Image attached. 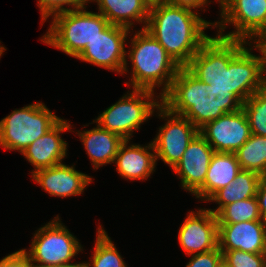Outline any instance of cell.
I'll list each match as a JSON object with an SVG mask.
<instances>
[{"mask_svg": "<svg viewBox=\"0 0 266 267\" xmlns=\"http://www.w3.org/2000/svg\"><path fill=\"white\" fill-rule=\"evenodd\" d=\"M130 31L131 43L126 51L125 66L122 75L127 74L128 59L131 62V79L125 82L130 89H145L156 91L163 96L171 87L180 66L167 54L164 47L145 29ZM128 57V58H127Z\"/></svg>", "mask_w": 266, "mask_h": 267, "instance_id": "277c9868", "label": "cell"}, {"mask_svg": "<svg viewBox=\"0 0 266 267\" xmlns=\"http://www.w3.org/2000/svg\"><path fill=\"white\" fill-rule=\"evenodd\" d=\"M253 44L259 49L261 52L264 67L266 70V31L263 32L254 42Z\"/></svg>", "mask_w": 266, "mask_h": 267, "instance_id": "d6a6232c", "label": "cell"}, {"mask_svg": "<svg viewBox=\"0 0 266 267\" xmlns=\"http://www.w3.org/2000/svg\"><path fill=\"white\" fill-rule=\"evenodd\" d=\"M32 180L54 197L80 196L93 178L75 169V166L62 164L40 169L31 174Z\"/></svg>", "mask_w": 266, "mask_h": 267, "instance_id": "2e32d148", "label": "cell"}, {"mask_svg": "<svg viewBox=\"0 0 266 267\" xmlns=\"http://www.w3.org/2000/svg\"><path fill=\"white\" fill-rule=\"evenodd\" d=\"M254 49L258 56L251 52ZM186 68L205 84L230 90L242 103L266 86V70L259 49L253 43L217 34L201 46Z\"/></svg>", "mask_w": 266, "mask_h": 267, "instance_id": "6da1fadb", "label": "cell"}, {"mask_svg": "<svg viewBox=\"0 0 266 267\" xmlns=\"http://www.w3.org/2000/svg\"><path fill=\"white\" fill-rule=\"evenodd\" d=\"M214 149L198 132L190 141L181 160L172 169L180 179L181 187L194 195L204 184Z\"/></svg>", "mask_w": 266, "mask_h": 267, "instance_id": "5bb4252c", "label": "cell"}, {"mask_svg": "<svg viewBox=\"0 0 266 267\" xmlns=\"http://www.w3.org/2000/svg\"><path fill=\"white\" fill-rule=\"evenodd\" d=\"M44 267H85V262H76V263H68V264H56V265H48Z\"/></svg>", "mask_w": 266, "mask_h": 267, "instance_id": "e575fe53", "label": "cell"}, {"mask_svg": "<svg viewBox=\"0 0 266 267\" xmlns=\"http://www.w3.org/2000/svg\"><path fill=\"white\" fill-rule=\"evenodd\" d=\"M178 231V242L188 256L205 253L218 247V222L207 208L189 211Z\"/></svg>", "mask_w": 266, "mask_h": 267, "instance_id": "4fadbf2b", "label": "cell"}, {"mask_svg": "<svg viewBox=\"0 0 266 267\" xmlns=\"http://www.w3.org/2000/svg\"><path fill=\"white\" fill-rule=\"evenodd\" d=\"M211 2L212 1L210 0H166L165 3L172 6L188 8L198 13L199 8L200 10L204 9L203 11H206L205 7L206 6L208 7V5L211 4Z\"/></svg>", "mask_w": 266, "mask_h": 267, "instance_id": "4dcf8cb0", "label": "cell"}, {"mask_svg": "<svg viewBox=\"0 0 266 267\" xmlns=\"http://www.w3.org/2000/svg\"><path fill=\"white\" fill-rule=\"evenodd\" d=\"M93 248L89 262L84 261L85 267H128L101 224L97 227Z\"/></svg>", "mask_w": 266, "mask_h": 267, "instance_id": "603a6c76", "label": "cell"}, {"mask_svg": "<svg viewBox=\"0 0 266 267\" xmlns=\"http://www.w3.org/2000/svg\"><path fill=\"white\" fill-rule=\"evenodd\" d=\"M0 267H33L23 249L8 254L0 260Z\"/></svg>", "mask_w": 266, "mask_h": 267, "instance_id": "f546056e", "label": "cell"}, {"mask_svg": "<svg viewBox=\"0 0 266 267\" xmlns=\"http://www.w3.org/2000/svg\"><path fill=\"white\" fill-rule=\"evenodd\" d=\"M76 131L94 170L114 162L118 148L124 141L119 135L101 128L97 123L90 130Z\"/></svg>", "mask_w": 266, "mask_h": 267, "instance_id": "d6986e66", "label": "cell"}, {"mask_svg": "<svg viewBox=\"0 0 266 267\" xmlns=\"http://www.w3.org/2000/svg\"><path fill=\"white\" fill-rule=\"evenodd\" d=\"M156 112L160 119L165 120L151 141L156 154V161L162 160L173 169L199 130L190 120L170 112L162 104L156 109Z\"/></svg>", "mask_w": 266, "mask_h": 267, "instance_id": "30bf717a", "label": "cell"}, {"mask_svg": "<svg viewBox=\"0 0 266 267\" xmlns=\"http://www.w3.org/2000/svg\"><path fill=\"white\" fill-rule=\"evenodd\" d=\"M51 19L40 41L73 58L110 25L102 14L86 7L56 14Z\"/></svg>", "mask_w": 266, "mask_h": 267, "instance_id": "5b68a950", "label": "cell"}, {"mask_svg": "<svg viewBox=\"0 0 266 267\" xmlns=\"http://www.w3.org/2000/svg\"><path fill=\"white\" fill-rule=\"evenodd\" d=\"M35 231L30 248H23L33 267L72 263L83 251L80 240L67 229L59 215Z\"/></svg>", "mask_w": 266, "mask_h": 267, "instance_id": "ba28073f", "label": "cell"}, {"mask_svg": "<svg viewBox=\"0 0 266 267\" xmlns=\"http://www.w3.org/2000/svg\"><path fill=\"white\" fill-rule=\"evenodd\" d=\"M222 258L230 267H266V254L231 250L222 252Z\"/></svg>", "mask_w": 266, "mask_h": 267, "instance_id": "83f0119b", "label": "cell"}, {"mask_svg": "<svg viewBox=\"0 0 266 267\" xmlns=\"http://www.w3.org/2000/svg\"><path fill=\"white\" fill-rule=\"evenodd\" d=\"M161 105V96L145 89H132L122 98L102 111L92 123L119 135L123 140H132L134 131L154 116Z\"/></svg>", "mask_w": 266, "mask_h": 267, "instance_id": "8992f818", "label": "cell"}, {"mask_svg": "<svg viewBox=\"0 0 266 267\" xmlns=\"http://www.w3.org/2000/svg\"><path fill=\"white\" fill-rule=\"evenodd\" d=\"M98 5V12L102 14L110 24L126 27L134 30V23L142 24L145 29L149 9L141 0H91Z\"/></svg>", "mask_w": 266, "mask_h": 267, "instance_id": "44dd1931", "label": "cell"}, {"mask_svg": "<svg viewBox=\"0 0 266 267\" xmlns=\"http://www.w3.org/2000/svg\"><path fill=\"white\" fill-rule=\"evenodd\" d=\"M241 170L235 153L215 152L205 182L193 196L206 202L216 191L231 184Z\"/></svg>", "mask_w": 266, "mask_h": 267, "instance_id": "ffe728a7", "label": "cell"}, {"mask_svg": "<svg viewBox=\"0 0 266 267\" xmlns=\"http://www.w3.org/2000/svg\"><path fill=\"white\" fill-rule=\"evenodd\" d=\"M191 258L185 267H216L222 259L219 247L205 253L190 255Z\"/></svg>", "mask_w": 266, "mask_h": 267, "instance_id": "f1b7e54d", "label": "cell"}, {"mask_svg": "<svg viewBox=\"0 0 266 267\" xmlns=\"http://www.w3.org/2000/svg\"><path fill=\"white\" fill-rule=\"evenodd\" d=\"M0 43H1V41H0ZM7 50V48L2 44H0V58H1V56L3 55V52H5Z\"/></svg>", "mask_w": 266, "mask_h": 267, "instance_id": "8d00e7d4", "label": "cell"}, {"mask_svg": "<svg viewBox=\"0 0 266 267\" xmlns=\"http://www.w3.org/2000/svg\"><path fill=\"white\" fill-rule=\"evenodd\" d=\"M88 3H91V0H37V6L41 13V24L43 25V22L56 14L85 8Z\"/></svg>", "mask_w": 266, "mask_h": 267, "instance_id": "4316f807", "label": "cell"}, {"mask_svg": "<svg viewBox=\"0 0 266 267\" xmlns=\"http://www.w3.org/2000/svg\"><path fill=\"white\" fill-rule=\"evenodd\" d=\"M130 31L126 27L110 24L75 58L122 75L126 61L125 45H128Z\"/></svg>", "mask_w": 266, "mask_h": 267, "instance_id": "8fae6325", "label": "cell"}, {"mask_svg": "<svg viewBox=\"0 0 266 267\" xmlns=\"http://www.w3.org/2000/svg\"><path fill=\"white\" fill-rule=\"evenodd\" d=\"M199 133L215 152L235 153L250 138L251 129L247 115L241 108L206 123Z\"/></svg>", "mask_w": 266, "mask_h": 267, "instance_id": "7c38bea8", "label": "cell"}, {"mask_svg": "<svg viewBox=\"0 0 266 267\" xmlns=\"http://www.w3.org/2000/svg\"><path fill=\"white\" fill-rule=\"evenodd\" d=\"M251 134L266 137V86L252 94L242 105Z\"/></svg>", "mask_w": 266, "mask_h": 267, "instance_id": "484cf974", "label": "cell"}, {"mask_svg": "<svg viewBox=\"0 0 266 267\" xmlns=\"http://www.w3.org/2000/svg\"><path fill=\"white\" fill-rule=\"evenodd\" d=\"M141 1L144 3V5L148 9L159 6V5L164 4L166 2V0H141Z\"/></svg>", "mask_w": 266, "mask_h": 267, "instance_id": "836d02e7", "label": "cell"}, {"mask_svg": "<svg viewBox=\"0 0 266 267\" xmlns=\"http://www.w3.org/2000/svg\"><path fill=\"white\" fill-rule=\"evenodd\" d=\"M261 175L250 170H241L235 180L226 187L216 191L207 202L218 205L216 209H209L215 215L228 204L256 197L257 188Z\"/></svg>", "mask_w": 266, "mask_h": 267, "instance_id": "7402d4cb", "label": "cell"}, {"mask_svg": "<svg viewBox=\"0 0 266 267\" xmlns=\"http://www.w3.org/2000/svg\"><path fill=\"white\" fill-rule=\"evenodd\" d=\"M256 198L262 220L266 222V176H262L259 181Z\"/></svg>", "mask_w": 266, "mask_h": 267, "instance_id": "1f68e13d", "label": "cell"}, {"mask_svg": "<svg viewBox=\"0 0 266 267\" xmlns=\"http://www.w3.org/2000/svg\"><path fill=\"white\" fill-rule=\"evenodd\" d=\"M218 247L221 252L240 250L266 254V222L218 224Z\"/></svg>", "mask_w": 266, "mask_h": 267, "instance_id": "e0dca14e", "label": "cell"}, {"mask_svg": "<svg viewBox=\"0 0 266 267\" xmlns=\"http://www.w3.org/2000/svg\"><path fill=\"white\" fill-rule=\"evenodd\" d=\"M161 104L190 120L198 130L225 113L239 111L243 105L230 90L205 84L186 67L179 68Z\"/></svg>", "mask_w": 266, "mask_h": 267, "instance_id": "7a4b0ae2", "label": "cell"}, {"mask_svg": "<svg viewBox=\"0 0 266 267\" xmlns=\"http://www.w3.org/2000/svg\"><path fill=\"white\" fill-rule=\"evenodd\" d=\"M216 217L218 224L263 221L256 197L228 204L216 214Z\"/></svg>", "mask_w": 266, "mask_h": 267, "instance_id": "d4e9b609", "label": "cell"}, {"mask_svg": "<svg viewBox=\"0 0 266 267\" xmlns=\"http://www.w3.org/2000/svg\"><path fill=\"white\" fill-rule=\"evenodd\" d=\"M72 132L71 122L60 119L43 136L29 145L21 154L30 162L34 169L31 174L40 169H45L62 164L67 158L68 143L61 137L62 132ZM61 134V135H60Z\"/></svg>", "mask_w": 266, "mask_h": 267, "instance_id": "9a60e30c", "label": "cell"}, {"mask_svg": "<svg viewBox=\"0 0 266 267\" xmlns=\"http://www.w3.org/2000/svg\"><path fill=\"white\" fill-rule=\"evenodd\" d=\"M235 155L242 170H250L266 176V137L251 134Z\"/></svg>", "mask_w": 266, "mask_h": 267, "instance_id": "cb8c5ba5", "label": "cell"}, {"mask_svg": "<svg viewBox=\"0 0 266 267\" xmlns=\"http://www.w3.org/2000/svg\"><path fill=\"white\" fill-rule=\"evenodd\" d=\"M220 20H215L217 35L253 43L266 31V0H218ZM229 25L234 30L225 32ZM225 32V33H224Z\"/></svg>", "mask_w": 266, "mask_h": 267, "instance_id": "9c48e42d", "label": "cell"}, {"mask_svg": "<svg viewBox=\"0 0 266 267\" xmlns=\"http://www.w3.org/2000/svg\"><path fill=\"white\" fill-rule=\"evenodd\" d=\"M124 140L114 159L117 173L127 181L147 180L156 170V154L152 142L147 145L131 144Z\"/></svg>", "mask_w": 266, "mask_h": 267, "instance_id": "ac0fdd59", "label": "cell"}, {"mask_svg": "<svg viewBox=\"0 0 266 267\" xmlns=\"http://www.w3.org/2000/svg\"><path fill=\"white\" fill-rule=\"evenodd\" d=\"M60 119L42 102L15 109L0 120V146L22 153Z\"/></svg>", "mask_w": 266, "mask_h": 267, "instance_id": "52a82bcc", "label": "cell"}, {"mask_svg": "<svg viewBox=\"0 0 266 267\" xmlns=\"http://www.w3.org/2000/svg\"><path fill=\"white\" fill-rule=\"evenodd\" d=\"M191 9L167 3L149 9L145 27L180 66L186 67L201 46L211 37L204 30L214 29L216 22L200 17Z\"/></svg>", "mask_w": 266, "mask_h": 267, "instance_id": "3957f363", "label": "cell"}, {"mask_svg": "<svg viewBox=\"0 0 266 267\" xmlns=\"http://www.w3.org/2000/svg\"><path fill=\"white\" fill-rule=\"evenodd\" d=\"M216 267H230L222 258Z\"/></svg>", "mask_w": 266, "mask_h": 267, "instance_id": "d590c367", "label": "cell"}]
</instances>
